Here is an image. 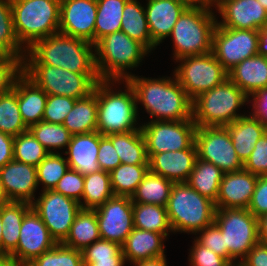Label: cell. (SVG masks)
<instances>
[{"label":"cell","instance_id":"cell-5","mask_svg":"<svg viewBox=\"0 0 267 266\" xmlns=\"http://www.w3.org/2000/svg\"><path fill=\"white\" fill-rule=\"evenodd\" d=\"M60 2L10 0L15 34L26 50L38 40L59 32Z\"/></svg>","mask_w":267,"mask_h":266},{"label":"cell","instance_id":"cell-13","mask_svg":"<svg viewBox=\"0 0 267 266\" xmlns=\"http://www.w3.org/2000/svg\"><path fill=\"white\" fill-rule=\"evenodd\" d=\"M38 198L34 199L32 208L46 225L51 237L57 243H62L81 210L80 203L54 190L42 191Z\"/></svg>","mask_w":267,"mask_h":266},{"label":"cell","instance_id":"cell-48","mask_svg":"<svg viewBox=\"0 0 267 266\" xmlns=\"http://www.w3.org/2000/svg\"><path fill=\"white\" fill-rule=\"evenodd\" d=\"M22 73L23 60L20 57L3 55L0 58V95L11 91Z\"/></svg>","mask_w":267,"mask_h":266},{"label":"cell","instance_id":"cell-38","mask_svg":"<svg viewBox=\"0 0 267 266\" xmlns=\"http://www.w3.org/2000/svg\"><path fill=\"white\" fill-rule=\"evenodd\" d=\"M132 209L134 228L161 233L166 238L169 236L168 232H173L166 207L154 204L133 203Z\"/></svg>","mask_w":267,"mask_h":266},{"label":"cell","instance_id":"cell-67","mask_svg":"<svg viewBox=\"0 0 267 266\" xmlns=\"http://www.w3.org/2000/svg\"><path fill=\"white\" fill-rule=\"evenodd\" d=\"M4 54L0 51V58L3 56Z\"/></svg>","mask_w":267,"mask_h":266},{"label":"cell","instance_id":"cell-21","mask_svg":"<svg viewBox=\"0 0 267 266\" xmlns=\"http://www.w3.org/2000/svg\"><path fill=\"white\" fill-rule=\"evenodd\" d=\"M195 142L187 149L152 154L149 171L174 183L187 182L197 159Z\"/></svg>","mask_w":267,"mask_h":266},{"label":"cell","instance_id":"cell-30","mask_svg":"<svg viewBox=\"0 0 267 266\" xmlns=\"http://www.w3.org/2000/svg\"><path fill=\"white\" fill-rule=\"evenodd\" d=\"M97 95L76 99L73 109L67 114L63 126L72 134H87L97 131Z\"/></svg>","mask_w":267,"mask_h":266},{"label":"cell","instance_id":"cell-66","mask_svg":"<svg viewBox=\"0 0 267 266\" xmlns=\"http://www.w3.org/2000/svg\"><path fill=\"white\" fill-rule=\"evenodd\" d=\"M230 266H244L241 262L233 263Z\"/></svg>","mask_w":267,"mask_h":266},{"label":"cell","instance_id":"cell-14","mask_svg":"<svg viewBox=\"0 0 267 266\" xmlns=\"http://www.w3.org/2000/svg\"><path fill=\"white\" fill-rule=\"evenodd\" d=\"M258 30L233 29L216 25L212 53L227 70L258 54Z\"/></svg>","mask_w":267,"mask_h":266},{"label":"cell","instance_id":"cell-50","mask_svg":"<svg viewBox=\"0 0 267 266\" xmlns=\"http://www.w3.org/2000/svg\"><path fill=\"white\" fill-rule=\"evenodd\" d=\"M243 169L258 176H267V132L254 145L250 156L243 163Z\"/></svg>","mask_w":267,"mask_h":266},{"label":"cell","instance_id":"cell-32","mask_svg":"<svg viewBox=\"0 0 267 266\" xmlns=\"http://www.w3.org/2000/svg\"><path fill=\"white\" fill-rule=\"evenodd\" d=\"M99 239L101 237L95 210L81 209L62 244L82 251Z\"/></svg>","mask_w":267,"mask_h":266},{"label":"cell","instance_id":"cell-61","mask_svg":"<svg viewBox=\"0 0 267 266\" xmlns=\"http://www.w3.org/2000/svg\"><path fill=\"white\" fill-rule=\"evenodd\" d=\"M165 256L132 263L135 266H167Z\"/></svg>","mask_w":267,"mask_h":266},{"label":"cell","instance_id":"cell-20","mask_svg":"<svg viewBox=\"0 0 267 266\" xmlns=\"http://www.w3.org/2000/svg\"><path fill=\"white\" fill-rule=\"evenodd\" d=\"M0 179L9 201L34 202V192L38 187L35 166L13 159L0 167Z\"/></svg>","mask_w":267,"mask_h":266},{"label":"cell","instance_id":"cell-36","mask_svg":"<svg viewBox=\"0 0 267 266\" xmlns=\"http://www.w3.org/2000/svg\"><path fill=\"white\" fill-rule=\"evenodd\" d=\"M97 15L94 45L103 37L121 29L122 14L128 0H96Z\"/></svg>","mask_w":267,"mask_h":266},{"label":"cell","instance_id":"cell-6","mask_svg":"<svg viewBox=\"0 0 267 266\" xmlns=\"http://www.w3.org/2000/svg\"><path fill=\"white\" fill-rule=\"evenodd\" d=\"M249 97L229 78L192 100V119L197 127L227 126L240 118L237 114Z\"/></svg>","mask_w":267,"mask_h":266},{"label":"cell","instance_id":"cell-19","mask_svg":"<svg viewBox=\"0 0 267 266\" xmlns=\"http://www.w3.org/2000/svg\"><path fill=\"white\" fill-rule=\"evenodd\" d=\"M221 27L233 29L260 30L267 24V11L258 0H217Z\"/></svg>","mask_w":267,"mask_h":266},{"label":"cell","instance_id":"cell-17","mask_svg":"<svg viewBox=\"0 0 267 266\" xmlns=\"http://www.w3.org/2000/svg\"><path fill=\"white\" fill-rule=\"evenodd\" d=\"M56 244L40 216L31 208L23 218L17 248L9 258L28 265Z\"/></svg>","mask_w":267,"mask_h":266},{"label":"cell","instance_id":"cell-46","mask_svg":"<svg viewBox=\"0 0 267 266\" xmlns=\"http://www.w3.org/2000/svg\"><path fill=\"white\" fill-rule=\"evenodd\" d=\"M27 266H84V264L81 250L57 243L52 249L42 253Z\"/></svg>","mask_w":267,"mask_h":266},{"label":"cell","instance_id":"cell-54","mask_svg":"<svg viewBox=\"0 0 267 266\" xmlns=\"http://www.w3.org/2000/svg\"><path fill=\"white\" fill-rule=\"evenodd\" d=\"M247 209L257 218L267 213V176H258L256 187Z\"/></svg>","mask_w":267,"mask_h":266},{"label":"cell","instance_id":"cell-34","mask_svg":"<svg viewBox=\"0 0 267 266\" xmlns=\"http://www.w3.org/2000/svg\"><path fill=\"white\" fill-rule=\"evenodd\" d=\"M122 15L120 31L142 43L151 52L153 40L146 20L145 7L137 0H128Z\"/></svg>","mask_w":267,"mask_h":266},{"label":"cell","instance_id":"cell-59","mask_svg":"<svg viewBox=\"0 0 267 266\" xmlns=\"http://www.w3.org/2000/svg\"><path fill=\"white\" fill-rule=\"evenodd\" d=\"M258 55L267 57V24L258 30Z\"/></svg>","mask_w":267,"mask_h":266},{"label":"cell","instance_id":"cell-55","mask_svg":"<svg viewBox=\"0 0 267 266\" xmlns=\"http://www.w3.org/2000/svg\"><path fill=\"white\" fill-rule=\"evenodd\" d=\"M252 101L254 112L250 114L256 118L264 127L267 128V87L260 88L249 95Z\"/></svg>","mask_w":267,"mask_h":266},{"label":"cell","instance_id":"cell-1","mask_svg":"<svg viewBox=\"0 0 267 266\" xmlns=\"http://www.w3.org/2000/svg\"><path fill=\"white\" fill-rule=\"evenodd\" d=\"M175 77V78H174ZM174 77L145 78L133 74L126 80L134 90L136 102L144 105L153 121H182L192 118V100ZM174 79V80H173Z\"/></svg>","mask_w":267,"mask_h":266},{"label":"cell","instance_id":"cell-40","mask_svg":"<svg viewBox=\"0 0 267 266\" xmlns=\"http://www.w3.org/2000/svg\"><path fill=\"white\" fill-rule=\"evenodd\" d=\"M149 171V164H120L109 172L114 195L132 196Z\"/></svg>","mask_w":267,"mask_h":266},{"label":"cell","instance_id":"cell-49","mask_svg":"<svg viewBox=\"0 0 267 266\" xmlns=\"http://www.w3.org/2000/svg\"><path fill=\"white\" fill-rule=\"evenodd\" d=\"M84 190V175L69 168L58 181L54 191L81 203Z\"/></svg>","mask_w":267,"mask_h":266},{"label":"cell","instance_id":"cell-44","mask_svg":"<svg viewBox=\"0 0 267 266\" xmlns=\"http://www.w3.org/2000/svg\"><path fill=\"white\" fill-rule=\"evenodd\" d=\"M69 169L66 158L57 151L49 153L37 166V183L42 182L44 188L42 191L54 190L58 181Z\"/></svg>","mask_w":267,"mask_h":266},{"label":"cell","instance_id":"cell-47","mask_svg":"<svg viewBox=\"0 0 267 266\" xmlns=\"http://www.w3.org/2000/svg\"><path fill=\"white\" fill-rule=\"evenodd\" d=\"M76 99L67 96L48 95L42 121L63 124L73 109Z\"/></svg>","mask_w":267,"mask_h":266},{"label":"cell","instance_id":"cell-35","mask_svg":"<svg viewBox=\"0 0 267 266\" xmlns=\"http://www.w3.org/2000/svg\"><path fill=\"white\" fill-rule=\"evenodd\" d=\"M173 184L171 180L148 171L132 194L131 201L166 207Z\"/></svg>","mask_w":267,"mask_h":266},{"label":"cell","instance_id":"cell-51","mask_svg":"<svg viewBox=\"0 0 267 266\" xmlns=\"http://www.w3.org/2000/svg\"><path fill=\"white\" fill-rule=\"evenodd\" d=\"M196 240L217 255L227 259V247H224V236L215 222L197 232Z\"/></svg>","mask_w":267,"mask_h":266},{"label":"cell","instance_id":"cell-18","mask_svg":"<svg viewBox=\"0 0 267 266\" xmlns=\"http://www.w3.org/2000/svg\"><path fill=\"white\" fill-rule=\"evenodd\" d=\"M96 0H61L59 33L94 44Z\"/></svg>","mask_w":267,"mask_h":266},{"label":"cell","instance_id":"cell-58","mask_svg":"<svg viewBox=\"0 0 267 266\" xmlns=\"http://www.w3.org/2000/svg\"><path fill=\"white\" fill-rule=\"evenodd\" d=\"M184 4L187 8H202L205 10H211L210 8L214 5V0H176Z\"/></svg>","mask_w":267,"mask_h":266},{"label":"cell","instance_id":"cell-15","mask_svg":"<svg viewBox=\"0 0 267 266\" xmlns=\"http://www.w3.org/2000/svg\"><path fill=\"white\" fill-rule=\"evenodd\" d=\"M195 144L198 158L211 162L224 173L243 169V163L237 157L226 127H197Z\"/></svg>","mask_w":267,"mask_h":266},{"label":"cell","instance_id":"cell-63","mask_svg":"<svg viewBox=\"0 0 267 266\" xmlns=\"http://www.w3.org/2000/svg\"><path fill=\"white\" fill-rule=\"evenodd\" d=\"M3 224L1 219V205H0V258H3V241H2V230H3Z\"/></svg>","mask_w":267,"mask_h":266},{"label":"cell","instance_id":"cell-16","mask_svg":"<svg viewBox=\"0 0 267 266\" xmlns=\"http://www.w3.org/2000/svg\"><path fill=\"white\" fill-rule=\"evenodd\" d=\"M130 196L114 195L95 209L100 237L122 245L134 228Z\"/></svg>","mask_w":267,"mask_h":266},{"label":"cell","instance_id":"cell-33","mask_svg":"<svg viewBox=\"0 0 267 266\" xmlns=\"http://www.w3.org/2000/svg\"><path fill=\"white\" fill-rule=\"evenodd\" d=\"M224 172L211 162L197 157L187 183L200 195L216 203Z\"/></svg>","mask_w":267,"mask_h":266},{"label":"cell","instance_id":"cell-37","mask_svg":"<svg viewBox=\"0 0 267 266\" xmlns=\"http://www.w3.org/2000/svg\"><path fill=\"white\" fill-rule=\"evenodd\" d=\"M113 196L109 172L99 170L84 175L81 209L95 210Z\"/></svg>","mask_w":267,"mask_h":266},{"label":"cell","instance_id":"cell-64","mask_svg":"<svg viewBox=\"0 0 267 266\" xmlns=\"http://www.w3.org/2000/svg\"><path fill=\"white\" fill-rule=\"evenodd\" d=\"M8 201L9 200L6 197V194H5L4 190H3L2 182H1V179H0V205L6 203Z\"/></svg>","mask_w":267,"mask_h":266},{"label":"cell","instance_id":"cell-65","mask_svg":"<svg viewBox=\"0 0 267 266\" xmlns=\"http://www.w3.org/2000/svg\"><path fill=\"white\" fill-rule=\"evenodd\" d=\"M258 2L263 6V8L267 11V0H258Z\"/></svg>","mask_w":267,"mask_h":266},{"label":"cell","instance_id":"cell-12","mask_svg":"<svg viewBox=\"0 0 267 266\" xmlns=\"http://www.w3.org/2000/svg\"><path fill=\"white\" fill-rule=\"evenodd\" d=\"M193 119L182 121H150L140 126L148 158L152 154L189 148L195 142Z\"/></svg>","mask_w":267,"mask_h":266},{"label":"cell","instance_id":"cell-26","mask_svg":"<svg viewBox=\"0 0 267 266\" xmlns=\"http://www.w3.org/2000/svg\"><path fill=\"white\" fill-rule=\"evenodd\" d=\"M47 97V93L24 73L17 78L18 105L22 120L28 128L42 121Z\"/></svg>","mask_w":267,"mask_h":266},{"label":"cell","instance_id":"cell-52","mask_svg":"<svg viewBox=\"0 0 267 266\" xmlns=\"http://www.w3.org/2000/svg\"><path fill=\"white\" fill-rule=\"evenodd\" d=\"M194 246L190 250V266H230L231 263L217 255L212 250L201 245L196 239L193 242Z\"/></svg>","mask_w":267,"mask_h":266},{"label":"cell","instance_id":"cell-43","mask_svg":"<svg viewBox=\"0 0 267 266\" xmlns=\"http://www.w3.org/2000/svg\"><path fill=\"white\" fill-rule=\"evenodd\" d=\"M28 130L49 153H55V151H52L55 149L68 147L72 136L63 124L48 123L45 121L31 125Z\"/></svg>","mask_w":267,"mask_h":266},{"label":"cell","instance_id":"cell-22","mask_svg":"<svg viewBox=\"0 0 267 266\" xmlns=\"http://www.w3.org/2000/svg\"><path fill=\"white\" fill-rule=\"evenodd\" d=\"M257 180L258 175L245 169L224 173L215 207L247 209Z\"/></svg>","mask_w":267,"mask_h":266},{"label":"cell","instance_id":"cell-31","mask_svg":"<svg viewBox=\"0 0 267 266\" xmlns=\"http://www.w3.org/2000/svg\"><path fill=\"white\" fill-rule=\"evenodd\" d=\"M115 148L121 164H148L146 144L141 129L106 136Z\"/></svg>","mask_w":267,"mask_h":266},{"label":"cell","instance_id":"cell-8","mask_svg":"<svg viewBox=\"0 0 267 266\" xmlns=\"http://www.w3.org/2000/svg\"><path fill=\"white\" fill-rule=\"evenodd\" d=\"M217 19L211 10L187 8L169 36L174 43V60L212 52L213 32Z\"/></svg>","mask_w":267,"mask_h":266},{"label":"cell","instance_id":"cell-60","mask_svg":"<svg viewBox=\"0 0 267 266\" xmlns=\"http://www.w3.org/2000/svg\"><path fill=\"white\" fill-rule=\"evenodd\" d=\"M257 220L259 242L267 245V213L259 216Z\"/></svg>","mask_w":267,"mask_h":266},{"label":"cell","instance_id":"cell-3","mask_svg":"<svg viewBox=\"0 0 267 266\" xmlns=\"http://www.w3.org/2000/svg\"><path fill=\"white\" fill-rule=\"evenodd\" d=\"M149 52L142 43L130 38L123 31L109 34L94 45L98 77L100 80L118 83L121 80L126 81L131 76L126 70L139 66Z\"/></svg>","mask_w":267,"mask_h":266},{"label":"cell","instance_id":"cell-7","mask_svg":"<svg viewBox=\"0 0 267 266\" xmlns=\"http://www.w3.org/2000/svg\"><path fill=\"white\" fill-rule=\"evenodd\" d=\"M173 232L196 233L214 222L215 203L187 182L174 183L166 205Z\"/></svg>","mask_w":267,"mask_h":266},{"label":"cell","instance_id":"cell-39","mask_svg":"<svg viewBox=\"0 0 267 266\" xmlns=\"http://www.w3.org/2000/svg\"><path fill=\"white\" fill-rule=\"evenodd\" d=\"M84 266H124L122 245L99 239L82 251Z\"/></svg>","mask_w":267,"mask_h":266},{"label":"cell","instance_id":"cell-28","mask_svg":"<svg viewBox=\"0 0 267 266\" xmlns=\"http://www.w3.org/2000/svg\"><path fill=\"white\" fill-rule=\"evenodd\" d=\"M225 127L229 131L237 157L242 163L250 156L259 138L267 132V128L250 114L241 116Z\"/></svg>","mask_w":267,"mask_h":266},{"label":"cell","instance_id":"cell-4","mask_svg":"<svg viewBox=\"0 0 267 266\" xmlns=\"http://www.w3.org/2000/svg\"><path fill=\"white\" fill-rule=\"evenodd\" d=\"M111 80H100L94 87L97 95V131L107 136L109 134L124 133L139 130L135 127L138 115L136 97L131 85L125 81L124 92L112 90L115 85Z\"/></svg>","mask_w":267,"mask_h":266},{"label":"cell","instance_id":"cell-45","mask_svg":"<svg viewBox=\"0 0 267 266\" xmlns=\"http://www.w3.org/2000/svg\"><path fill=\"white\" fill-rule=\"evenodd\" d=\"M13 154L14 160L36 167L49 152L28 130L14 137Z\"/></svg>","mask_w":267,"mask_h":266},{"label":"cell","instance_id":"cell-23","mask_svg":"<svg viewBox=\"0 0 267 266\" xmlns=\"http://www.w3.org/2000/svg\"><path fill=\"white\" fill-rule=\"evenodd\" d=\"M145 8L153 49L169 37L175 23L187 7L176 0H147Z\"/></svg>","mask_w":267,"mask_h":266},{"label":"cell","instance_id":"cell-11","mask_svg":"<svg viewBox=\"0 0 267 266\" xmlns=\"http://www.w3.org/2000/svg\"><path fill=\"white\" fill-rule=\"evenodd\" d=\"M174 73L187 96L193 100L201 93L211 90L228 78V71L212 52L202 55L186 56Z\"/></svg>","mask_w":267,"mask_h":266},{"label":"cell","instance_id":"cell-29","mask_svg":"<svg viewBox=\"0 0 267 266\" xmlns=\"http://www.w3.org/2000/svg\"><path fill=\"white\" fill-rule=\"evenodd\" d=\"M32 208L27 202L8 201L1 204V219L3 224V258L9 255L17 248L20 228L25 214Z\"/></svg>","mask_w":267,"mask_h":266},{"label":"cell","instance_id":"cell-41","mask_svg":"<svg viewBox=\"0 0 267 266\" xmlns=\"http://www.w3.org/2000/svg\"><path fill=\"white\" fill-rule=\"evenodd\" d=\"M0 131L13 137L28 131L18 105L17 79L11 91L0 95Z\"/></svg>","mask_w":267,"mask_h":266},{"label":"cell","instance_id":"cell-27","mask_svg":"<svg viewBox=\"0 0 267 266\" xmlns=\"http://www.w3.org/2000/svg\"><path fill=\"white\" fill-rule=\"evenodd\" d=\"M228 78L248 97L260 88L267 87V57L255 55L235 65L228 71Z\"/></svg>","mask_w":267,"mask_h":266},{"label":"cell","instance_id":"cell-53","mask_svg":"<svg viewBox=\"0 0 267 266\" xmlns=\"http://www.w3.org/2000/svg\"><path fill=\"white\" fill-rule=\"evenodd\" d=\"M98 163L103 171L110 172L121 164L120 158L112 142L99 133Z\"/></svg>","mask_w":267,"mask_h":266},{"label":"cell","instance_id":"cell-2","mask_svg":"<svg viewBox=\"0 0 267 266\" xmlns=\"http://www.w3.org/2000/svg\"><path fill=\"white\" fill-rule=\"evenodd\" d=\"M94 44L62 33L35 42L27 51L23 65H49L75 73H97Z\"/></svg>","mask_w":267,"mask_h":266},{"label":"cell","instance_id":"cell-42","mask_svg":"<svg viewBox=\"0 0 267 266\" xmlns=\"http://www.w3.org/2000/svg\"><path fill=\"white\" fill-rule=\"evenodd\" d=\"M0 51L4 55L20 57L22 60L27 51L15 34L10 0H0Z\"/></svg>","mask_w":267,"mask_h":266},{"label":"cell","instance_id":"cell-25","mask_svg":"<svg viewBox=\"0 0 267 266\" xmlns=\"http://www.w3.org/2000/svg\"><path fill=\"white\" fill-rule=\"evenodd\" d=\"M164 239L166 237L161 233L133 228L122 244L125 260L135 263L165 256Z\"/></svg>","mask_w":267,"mask_h":266},{"label":"cell","instance_id":"cell-62","mask_svg":"<svg viewBox=\"0 0 267 266\" xmlns=\"http://www.w3.org/2000/svg\"><path fill=\"white\" fill-rule=\"evenodd\" d=\"M0 266H27V264L21 263L18 260L7 258H0Z\"/></svg>","mask_w":267,"mask_h":266},{"label":"cell","instance_id":"cell-9","mask_svg":"<svg viewBox=\"0 0 267 266\" xmlns=\"http://www.w3.org/2000/svg\"><path fill=\"white\" fill-rule=\"evenodd\" d=\"M214 222L224 236L227 260L231 264L236 260L241 262L259 242L258 220L248 209L216 208Z\"/></svg>","mask_w":267,"mask_h":266},{"label":"cell","instance_id":"cell-57","mask_svg":"<svg viewBox=\"0 0 267 266\" xmlns=\"http://www.w3.org/2000/svg\"><path fill=\"white\" fill-rule=\"evenodd\" d=\"M14 137L0 131V167L14 159Z\"/></svg>","mask_w":267,"mask_h":266},{"label":"cell","instance_id":"cell-10","mask_svg":"<svg viewBox=\"0 0 267 266\" xmlns=\"http://www.w3.org/2000/svg\"><path fill=\"white\" fill-rule=\"evenodd\" d=\"M23 73L47 95L74 99L88 96L100 81L97 73H75L49 65H23Z\"/></svg>","mask_w":267,"mask_h":266},{"label":"cell","instance_id":"cell-24","mask_svg":"<svg viewBox=\"0 0 267 266\" xmlns=\"http://www.w3.org/2000/svg\"><path fill=\"white\" fill-rule=\"evenodd\" d=\"M65 154L69 168L86 175L101 170L98 163L99 132L71 136Z\"/></svg>","mask_w":267,"mask_h":266},{"label":"cell","instance_id":"cell-56","mask_svg":"<svg viewBox=\"0 0 267 266\" xmlns=\"http://www.w3.org/2000/svg\"><path fill=\"white\" fill-rule=\"evenodd\" d=\"M241 263L244 266H267V245L256 243Z\"/></svg>","mask_w":267,"mask_h":266}]
</instances>
